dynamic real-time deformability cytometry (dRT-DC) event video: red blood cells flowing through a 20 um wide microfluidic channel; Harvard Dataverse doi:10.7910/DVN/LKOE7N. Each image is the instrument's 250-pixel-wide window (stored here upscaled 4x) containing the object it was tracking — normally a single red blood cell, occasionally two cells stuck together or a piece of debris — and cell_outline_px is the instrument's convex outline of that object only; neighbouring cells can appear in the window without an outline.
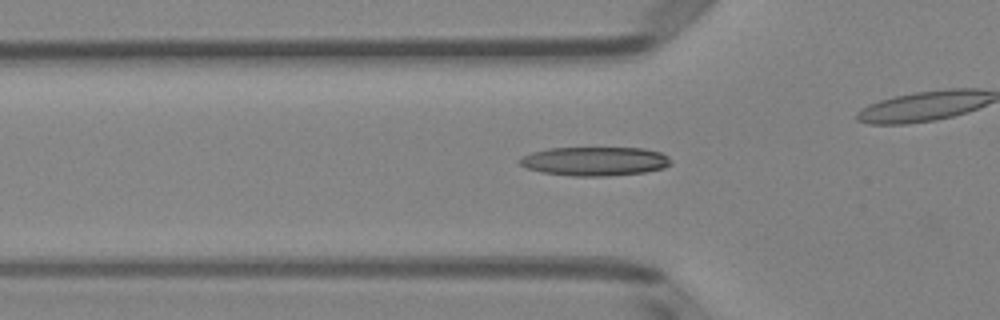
{"species": "Egyptian fruit bat (a non-hibernating species)", "species_latin": "Rousettus aegyptiacus", "temperature_condition": "room temperature", "stored_images_in_passage": 20, "camera_frame_rate_fps": 3000, "um_per_image_px": 0.085, "animal": {"sex": "female"}, "frame": {"image": 1, "passage_image": 10, "time_ms": 3.0, "image_size_px": [1000, 320], "cell_outline_px": [[672, 164], [664, 168], [644, 172], [604, 176], [572, 176], [540, 172], [528, 168], [520, 164], [520, 160], [524, 156], [532, 152], [548, 148], [644, 148], [660, 152], [668, 156], [672, 160]], "centroid_in_image_um": [50.6, 13.7], "position_along_channel_um": 75.2, "area_um2": 25.43}}
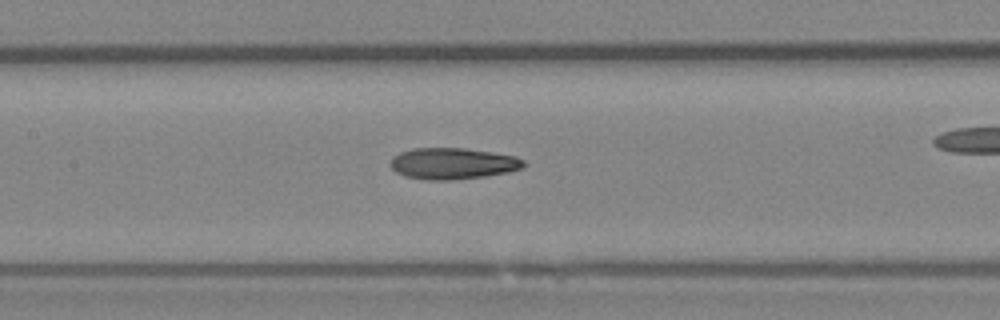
{"frame": {"image": 2, "passage_image": 17, "time_ms": 5.333, "image_size_px": [1000, 320], "cell_outline_px": [[528, 164], [520, 168], [508, 172], [484, 176], [452, 180], [424, 180], [404, 176], [396, 172], [388, 164], [392, 156], [400, 152], [412, 148], [464, 148], [492, 152], [516, 156], [524, 160]], "centroid_in_image_um": [38.45, 13.9], "position_along_channel_um": 168.9, "area_um2": 24.57}}
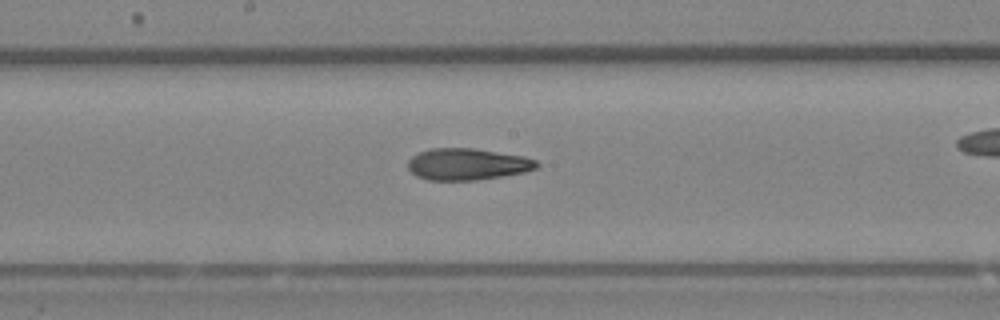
{"frame": {"image": 3, "passage_image": 20, "time_ms": 6.333, "image_size_px": [1000, 320], "cell_outline_px": [[540, 164], [536, 168], [524, 172], [476, 180], [428, 180], [416, 176], [408, 168], [408, 160], [416, 152], [428, 148], [472, 148], [524, 156], [536, 160]], "centroid_in_image_um": [39.69, 13.95], "position_along_channel_um": 208.5, "area_um2": 23.81}}